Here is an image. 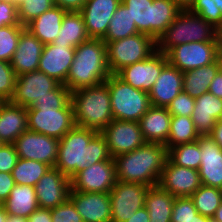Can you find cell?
Wrapping results in <instances>:
<instances>
[{
	"label": "cell",
	"instance_id": "9c48e42d",
	"mask_svg": "<svg viewBox=\"0 0 222 222\" xmlns=\"http://www.w3.org/2000/svg\"><path fill=\"white\" fill-rule=\"evenodd\" d=\"M28 130L61 139L74 126L71 100L62 108H27Z\"/></svg>",
	"mask_w": 222,
	"mask_h": 222
},
{
	"label": "cell",
	"instance_id": "7a4b0ae2",
	"mask_svg": "<svg viewBox=\"0 0 222 222\" xmlns=\"http://www.w3.org/2000/svg\"><path fill=\"white\" fill-rule=\"evenodd\" d=\"M113 159L118 181L152 187L159 183L168 159V149L163 144L145 142L141 147Z\"/></svg>",
	"mask_w": 222,
	"mask_h": 222
},
{
	"label": "cell",
	"instance_id": "3957f363",
	"mask_svg": "<svg viewBox=\"0 0 222 222\" xmlns=\"http://www.w3.org/2000/svg\"><path fill=\"white\" fill-rule=\"evenodd\" d=\"M110 75L106 43L102 39L90 38L75 48L64 85L72 92L105 82Z\"/></svg>",
	"mask_w": 222,
	"mask_h": 222
},
{
	"label": "cell",
	"instance_id": "f6af8a7d",
	"mask_svg": "<svg viewBox=\"0 0 222 222\" xmlns=\"http://www.w3.org/2000/svg\"><path fill=\"white\" fill-rule=\"evenodd\" d=\"M52 222H83L73 202L68 198L55 208L51 209Z\"/></svg>",
	"mask_w": 222,
	"mask_h": 222
},
{
	"label": "cell",
	"instance_id": "4dcf8cb0",
	"mask_svg": "<svg viewBox=\"0 0 222 222\" xmlns=\"http://www.w3.org/2000/svg\"><path fill=\"white\" fill-rule=\"evenodd\" d=\"M3 205L8 215L28 218L38 208L35 187L15 184Z\"/></svg>",
	"mask_w": 222,
	"mask_h": 222
},
{
	"label": "cell",
	"instance_id": "1f68e13d",
	"mask_svg": "<svg viewBox=\"0 0 222 222\" xmlns=\"http://www.w3.org/2000/svg\"><path fill=\"white\" fill-rule=\"evenodd\" d=\"M89 39L82 14L80 12H66L62 19L58 37L53 44H62L65 47L76 48Z\"/></svg>",
	"mask_w": 222,
	"mask_h": 222
},
{
	"label": "cell",
	"instance_id": "bcb514c9",
	"mask_svg": "<svg viewBox=\"0 0 222 222\" xmlns=\"http://www.w3.org/2000/svg\"><path fill=\"white\" fill-rule=\"evenodd\" d=\"M19 157L13 144L3 143L0 146V172L11 173Z\"/></svg>",
	"mask_w": 222,
	"mask_h": 222
},
{
	"label": "cell",
	"instance_id": "8992f818",
	"mask_svg": "<svg viewBox=\"0 0 222 222\" xmlns=\"http://www.w3.org/2000/svg\"><path fill=\"white\" fill-rule=\"evenodd\" d=\"M205 41H217V29L198 14L181 10L156 42L157 50L166 54L174 46Z\"/></svg>",
	"mask_w": 222,
	"mask_h": 222
},
{
	"label": "cell",
	"instance_id": "484cf974",
	"mask_svg": "<svg viewBox=\"0 0 222 222\" xmlns=\"http://www.w3.org/2000/svg\"><path fill=\"white\" fill-rule=\"evenodd\" d=\"M171 117L166 107L151 105L138 121L144 140L165 145L170 132Z\"/></svg>",
	"mask_w": 222,
	"mask_h": 222
},
{
	"label": "cell",
	"instance_id": "7dc6e473",
	"mask_svg": "<svg viewBox=\"0 0 222 222\" xmlns=\"http://www.w3.org/2000/svg\"><path fill=\"white\" fill-rule=\"evenodd\" d=\"M9 25H21L17 6L11 1L0 0V28Z\"/></svg>",
	"mask_w": 222,
	"mask_h": 222
},
{
	"label": "cell",
	"instance_id": "6da1fadb",
	"mask_svg": "<svg viewBox=\"0 0 222 222\" xmlns=\"http://www.w3.org/2000/svg\"><path fill=\"white\" fill-rule=\"evenodd\" d=\"M106 160L114 159L104 136L95 130L74 126L59 140L55 168L71 180L79 171Z\"/></svg>",
	"mask_w": 222,
	"mask_h": 222
},
{
	"label": "cell",
	"instance_id": "db71d44e",
	"mask_svg": "<svg viewBox=\"0 0 222 222\" xmlns=\"http://www.w3.org/2000/svg\"><path fill=\"white\" fill-rule=\"evenodd\" d=\"M149 213L145 207L135 211L134 215L125 222H149Z\"/></svg>",
	"mask_w": 222,
	"mask_h": 222
},
{
	"label": "cell",
	"instance_id": "5b68a950",
	"mask_svg": "<svg viewBox=\"0 0 222 222\" xmlns=\"http://www.w3.org/2000/svg\"><path fill=\"white\" fill-rule=\"evenodd\" d=\"M139 33L156 41L182 10L173 0H121Z\"/></svg>",
	"mask_w": 222,
	"mask_h": 222
},
{
	"label": "cell",
	"instance_id": "277c9868",
	"mask_svg": "<svg viewBox=\"0 0 222 222\" xmlns=\"http://www.w3.org/2000/svg\"><path fill=\"white\" fill-rule=\"evenodd\" d=\"M75 126L100 133L113 121L110 92L106 82L71 92Z\"/></svg>",
	"mask_w": 222,
	"mask_h": 222
},
{
	"label": "cell",
	"instance_id": "ffe728a7",
	"mask_svg": "<svg viewBox=\"0 0 222 222\" xmlns=\"http://www.w3.org/2000/svg\"><path fill=\"white\" fill-rule=\"evenodd\" d=\"M69 199L83 222H111L109 193L70 191Z\"/></svg>",
	"mask_w": 222,
	"mask_h": 222
},
{
	"label": "cell",
	"instance_id": "cb8c5ba5",
	"mask_svg": "<svg viewBox=\"0 0 222 222\" xmlns=\"http://www.w3.org/2000/svg\"><path fill=\"white\" fill-rule=\"evenodd\" d=\"M44 44L25 29L19 38L10 64L16 76L38 70Z\"/></svg>",
	"mask_w": 222,
	"mask_h": 222
},
{
	"label": "cell",
	"instance_id": "f907efd6",
	"mask_svg": "<svg viewBox=\"0 0 222 222\" xmlns=\"http://www.w3.org/2000/svg\"><path fill=\"white\" fill-rule=\"evenodd\" d=\"M28 222H52L51 209L37 208L27 218Z\"/></svg>",
	"mask_w": 222,
	"mask_h": 222
},
{
	"label": "cell",
	"instance_id": "f1b7e54d",
	"mask_svg": "<svg viewBox=\"0 0 222 222\" xmlns=\"http://www.w3.org/2000/svg\"><path fill=\"white\" fill-rule=\"evenodd\" d=\"M222 56L214 63L183 73V92L193 98L200 97L209 90L210 83L219 73Z\"/></svg>",
	"mask_w": 222,
	"mask_h": 222
},
{
	"label": "cell",
	"instance_id": "8d00e7d4",
	"mask_svg": "<svg viewBox=\"0 0 222 222\" xmlns=\"http://www.w3.org/2000/svg\"><path fill=\"white\" fill-rule=\"evenodd\" d=\"M201 150L198 140L168 149V159L175 165L199 170Z\"/></svg>",
	"mask_w": 222,
	"mask_h": 222
},
{
	"label": "cell",
	"instance_id": "74e56055",
	"mask_svg": "<svg viewBox=\"0 0 222 222\" xmlns=\"http://www.w3.org/2000/svg\"><path fill=\"white\" fill-rule=\"evenodd\" d=\"M25 29L23 25H9L0 28V60L10 63L17 49L20 35Z\"/></svg>",
	"mask_w": 222,
	"mask_h": 222
},
{
	"label": "cell",
	"instance_id": "7bdbcfd3",
	"mask_svg": "<svg viewBox=\"0 0 222 222\" xmlns=\"http://www.w3.org/2000/svg\"><path fill=\"white\" fill-rule=\"evenodd\" d=\"M197 213L190 197H176L173 203L171 222H188Z\"/></svg>",
	"mask_w": 222,
	"mask_h": 222
},
{
	"label": "cell",
	"instance_id": "f5cc1de1",
	"mask_svg": "<svg viewBox=\"0 0 222 222\" xmlns=\"http://www.w3.org/2000/svg\"><path fill=\"white\" fill-rule=\"evenodd\" d=\"M209 136L222 148V119L216 121Z\"/></svg>",
	"mask_w": 222,
	"mask_h": 222
},
{
	"label": "cell",
	"instance_id": "6125c7cd",
	"mask_svg": "<svg viewBox=\"0 0 222 222\" xmlns=\"http://www.w3.org/2000/svg\"><path fill=\"white\" fill-rule=\"evenodd\" d=\"M7 1L13 2L18 8L23 2H26L27 0H7Z\"/></svg>",
	"mask_w": 222,
	"mask_h": 222
},
{
	"label": "cell",
	"instance_id": "7c38bea8",
	"mask_svg": "<svg viewBox=\"0 0 222 222\" xmlns=\"http://www.w3.org/2000/svg\"><path fill=\"white\" fill-rule=\"evenodd\" d=\"M167 64L166 54L156 50L145 60L123 67L116 75L133 88L149 93Z\"/></svg>",
	"mask_w": 222,
	"mask_h": 222
},
{
	"label": "cell",
	"instance_id": "52a82bcc",
	"mask_svg": "<svg viewBox=\"0 0 222 222\" xmlns=\"http://www.w3.org/2000/svg\"><path fill=\"white\" fill-rule=\"evenodd\" d=\"M105 82L113 119L138 122L151 106L149 93L133 88L116 74H111Z\"/></svg>",
	"mask_w": 222,
	"mask_h": 222
},
{
	"label": "cell",
	"instance_id": "e575fe53",
	"mask_svg": "<svg viewBox=\"0 0 222 222\" xmlns=\"http://www.w3.org/2000/svg\"><path fill=\"white\" fill-rule=\"evenodd\" d=\"M51 167L45 163L19 158L11 175L15 184L34 187Z\"/></svg>",
	"mask_w": 222,
	"mask_h": 222
},
{
	"label": "cell",
	"instance_id": "d590c367",
	"mask_svg": "<svg viewBox=\"0 0 222 222\" xmlns=\"http://www.w3.org/2000/svg\"><path fill=\"white\" fill-rule=\"evenodd\" d=\"M190 198L198 213L212 219L222 202V189L201 185Z\"/></svg>",
	"mask_w": 222,
	"mask_h": 222
},
{
	"label": "cell",
	"instance_id": "9a60e30c",
	"mask_svg": "<svg viewBox=\"0 0 222 222\" xmlns=\"http://www.w3.org/2000/svg\"><path fill=\"white\" fill-rule=\"evenodd\" d=\"M117 182L114 160L100 161L79 171L71 179V190L109 193Z\"/></svg>",
	"mask_w": 222,
	"mask_h": 222
},
{
	"label": "cell",
	"instance_id": "816d5d0a",
	"mask_svg": "<svg viewBox=\"0 0 222 222\" xmlns=\"http://www.w3.org/2000/svg\"><path fill=\"white\" fill-rule=\"evenodd\" d=\"M208 92L222 99V65L220 67L219 73L210 83Z\"/></svg>",
	"mask_w": 222,
	"mask_h": 222
},
{
	"label": "cell",
	"instance_id": "6f0895ef",
	"mask_svg": "<svg viewBox=\"0 0 222 222\" xmlns=\"http://www.w3.org/2000/svg\"><path fill=\"white\" fill-rule=\"evenodd\" d=\"M6 222H28V221L27 218L25 217L8 215Z\"/></svg>",
	"mask_w": 222,
	"mask_h": 222
},
{
	"label": "cell",
	"instance_id": "d6986e66",
	"mask_svg": "<svg viewBox=\"0 0 222 222\" xmlns=\"http://www.w3.org/2000/svg\"><path fill=\"white\" fill-rule=\"evenodd\" d=\"M121 0H87L80 13L90 38L103 39Z\"/></svg>",
	"mask_w": 222,
	"mask_h": 222
},
{
	"label": "cell",
	"instance_id": "5bb4252c",
	"mask_svg": "<svg viewBox=\"0 0 222 222\" xmlns=\"http://www.w3.org/2000/svg\"><path fill=\"white\" fill-rule=\"evenodd\" d=\"M19 158L35 160L55 167L59 139L26 130L13 143Z\"/></svg>",
	"mask_w": 222,
	"mask_h": 222
},
{
	"label": "cell",
	"instance_id": "7402d4cb",
	"mask_svg": "<svg viewBox=\"0 0 222 222\" xmlns=\"http://www.w3.org/2000/svg\"><path fill=\"white\" fill-rule=\"evenodd\" d=\"M75 48L62 44L44 45L38 70L65 84L69 69L74 59Z\"/></svg>",
	"mask_w": 222,
	"mask_h": 222
},
{
	"label": "cell",
	"instance_id": "83f0119b",
	"mask_svg": "<svg viewBox=\"0 0 222 222\" xmlns=\"http://www.w3.org/2000/svg\"><path fill=\"white\" fill-rule=\"evenodd\" d=\"M66 11L53 6L28 23L25 28L44 45L52 44L58 37Z\"/></svg>",
	"mask_w": 222,
	"mask_h": 222
},
{
	"label": "cell",
	"instance_id": "2e32d148",
	"mask_svg": "<svg viewBox=\"0 0 222 222\" xmlns=\"http://www.w3.org/2000/svg\"><path fill=\"white\" fill-rule=\"evenodd\" d=\"M60 83L42 71L36 70L16 77L15 90L10 102L31 107L37 99L48 95Z\"/></svg>",
	"mask_w": 222,
	"mask_h": 222
},
{
	"label": "cell",
	"instance_id": "4fadbf2b",
	"mask_svg": "<svg viewBox=\"0 0 222 222\" xmlns=\"http://www.w3.org/2000/svg\"><path fill=\"white\" fill-rule=\"evenodd\" d=\"M100 133L106 139L112 158L129 153L146 142L139 122L114 119Z\"/></svg>",
	"mask_w": 222,
	"mask_h": 222
},
{
	"label": "cell",
	"instance_id": "d4e9b609",
	"mask_svg": "<svg viewBox=\"0 0 222 222\" xmlns=\"http://www.w3.org/2000/svg\"><path fill=\"white\" fill-rule=\"evenodd\" d=\"M191 118L200 136L209 135L216 121L222 119V99L210 92L195 98Z\"/></svg>",
	"mask_w": 222,
	"mask_h": 222
},
{
	"label": "cell",
	"instance_id": "d6a6232c",
	"mask_svg": "<svg viewBox=\"0 0 222 222\" xmlns=\"http://www.w3.org/2000/svg\"><path fill=\"white\" fill-rule=\"evenodd\" d=\"M139 33L128 9L121 3L114 13L107 29L104 42H113Z\"/></svg>",
	"mask_w": 222,
	"mask_h": 222
},
{
	"label": "cell",
	"instance_id": "9f6ffc18",
	"mask_svg": "<svg viewBox=\"0 0 222 222\" xmlns=\"http://www.w3.org/2000/svg\"><path fill=\"white\" fill-rule=\"evenodd\" d=\"M211 218L202 216L200 213L194 215V218L189 220L188 222H210Z\"/></svg>",
	"mask_w": 222,
	"mask_h": 222
},
{
	"label": "cell",
	"instance_id": "603a6c76",
	"mask_svg": "<svg viewBox=\"0 0 222 222\" xmlns=\"http://www.w3.org/2000/svg\"><path fill=\"white\" fill-rule=\"evenodd\" d=\"M182 91L183 72L168 63L149 92L150 104L155 107L167 108Z\"/></svg>",
	"mask_w": 222,
	"mask_h": 222
},
{
	"label": "cell",
	"instance_id": "ac0fdd59",
	"mask_svg": "<svg viewBox=\"0 0 222 222\" xmlns=\"http://www.w3.org/2000/svg\"><path fill=\"white\" fill-rule=\"evenodd\" d=\"M38 207L52 209L69 198L71 180L57 168H50L34 186Z\"/></svg>",
	"mask_w": 222,
	"mask_h": 222
},
{
	"label": "cell",
	"instance_id": "f546056e",
	"mask_svg": "<svg viewBox=\"0 0 222 222\" xmlns=\"http://www.w3.org/2000/svg\"><path fill=\"white\" fill-rule=\"evenodd\" d=\"M175 198L159 185L149 187L144 203L149 213V222H171Z\"/></svg>",
	"mask_w": 222,
	"mask_h": 222
},
{
	"label": "cell",
	"instance_id": "94428289",
	"mask_svg": "<svg viewBox=\"0 0 222 222\" xmlns=\"http://www.w3.org/2000/svg\"><path fill=\"white\" fill-rule=\"evenodd\" d=\"M7 217H8V214L6 212V209H5L4 205L2 204L0 206V222H6Z\"/></svg>",
	"mask_w": 222,
	"mask_h": 222
},
{
	"label": "cell",
	"instance_id": "ba28073f",
	"mask_svg": "<svg viewBox=\"0 0 222 222\" xmlns=\"http://www.w3.org/2000/svg\"><path fill=\"white\" fill-rule=\"evenodd\" d=\"M105 43L111 74H116L125 66L145 60L157 50L156 40L142 33Z\"/></svg>",
	"mask_w": 222,
	"mask_h": 222
},
{
	"label": "cell",
	"instance_id": "b9f144b4",
	"mask_svg": "<svg viewBox=\"0 0 222 222\" xmlns=\"http://www.w3.org/2000/svg\"><path fill=\"white\" fill-rule=\"evenodd\" d=\"M16 74L11 64L0 60V99L10 101L15 90Z\"/></svg>",
	"mask_w": 222,
	"mask_h": 222
},
{
	"label": "cell",
	"instance_id": "4316f807",
	"mask_svg": "<svg viewBox=\"0 0 222 222\" xmlns=\"http://www.w3.org/2000/svg\"><path fill=\"white\" fill-rule=\"evenodd\" d=\"M28 130L27 107L5 101L0 105V140L5 144H13L15 140Z\"/></svg>",
	"mask_w": 222,
	"mask_h": 222
},
{
	"label": "cell",
	"instance_id": "ab89813d",
	"mask_svg": "<svg viewBox=\"0 0 222 222\" xmlns=\"http://www.w3.org/2000/svg\"><path fill=\"white\" fill-rule=\"evenodd\" d=\"M53 6L54 0H27L17 8L19 23L26 26Z\"/></svg>",
	"mask_w": 222,
	"mask_h": 222
},
{
	"label": "cell",
	"instance_id": "ee69618b",
	"mask_svg": "<svg viewBox=\"0 0 222 222\" xmlns=\"http://www.w3.org/2000/svg\"><path fill=\"white\" fill-rule=\"evenodd\" d=\"M195 105V98L183 91L175 97L167 106L168 112L172 116H187L191 117Z\"/></svg>",
	"mask_w": 222,
	"mask_h": 222
},
{
	"label": "cell",
	"instance_id": "836d02e7",
	"mask_svg": "<svg viewBox=\"0 0 222 222\" xmlns=\"http://www.w3.org/2000/svg\"><path fill=\"white\" fill-rule=\"evenodd\" d=\"M200 137L191 117L172 116L170 132L165 146L167 149L180 144L191 143Z\"/></svg>",
	"mask_w": 222,
	"mask_h": 222
},
{
	"label": "cell",
	"instance_id": "681fc988",
	"mask_svg": "<svg viewBox=\"0 0 222 222\" xmlns=\"http://www.w3.org/2000/svg\"><path fill=\"white\" fill-rule=\"evenodd\" d=\"M86 1L87 0H54V4L66 12H80Z\"/></svg>",
	"mask_w": 222,
	"mask_h": 222
},
{
	"label": "cell",
	"instance_id": "30bf717a",
	"mask_svg": "<svg viewBox=\"0 0 222 222\" xmlns=\"http://www.w3.org/2000/svg\"><path fill=\"white\" fill-rule=\"evenodd\" d=\"M168 63L187 72L216 62L222 55L218 41L192 42L172 47L166 53Z\"/></svg>",
	"mask_w": 222,
	"mask_h": 222
},
{
	"label": "cell",
	"instance_id": "60d3db41",
	"mask_svg": "<svg viewBox=\"0 0 222 222\" xmlns=\"http://www.w3.org/2000/svg\"><path fill=\"white\" fill-rule=\"evenodd\" d=\"M71 100V91L64 85L59 84L47 96L37 99L31 107L27 108H55L62 109Z\"/></svg>",
	"mask_w": 222,
	"mask_h": 222
},
{
	"label": "cell",
	"instance_id": "8fae6325",
	"mask_svg": "<svg viewBox=\"0 0 222 222\" xmlns=\"http://www.w3.org/2000/svg\"><path fill=\"white\" fill-rule=\"evenodd\" d=\"M149 186L142 183L118 181L109 192L111 222H125L135 211L144 207Z\"/></svg>",
	"mask_w": 222,
	"mask_h": 222
},
{
	"label": "cell",
	"instance_id": "e0dca14e",
	"mask_svg": "<svg viewBox=\"0 0 222 222\" xmlns=\"http://www.w3.org/2000/svg\"><path fill=\"white\" fill-rule=\"evenodd\" d=\"M158 185L174 197H190L202 183L198 170L175 165L167 159Z\"/></svg>",
	"mask_w": 222,
	"mask_h": 222
},
{
	"label": "cell",
	"instance_id": "c3c4849f",
	"mask_svg": "<svg viewBox=\"0 0 222 222\" xmlns=\"http://www.w3.org/2000/svg\"><path fill=\"white\" fill-rule=\"evenodd\" d=\"M14 186H15V182L11 173L0 172V202L1 204H3L7 200Z\"/></svg>",
	"mask_w": 222,
	"mask_h": 222
},
{
	"label": "cell",
	"instance_id": "91938a15",
	"mask_svg": "<svg viewBox=\"0 0 222 222\" xmlns=\"http://www.w3.org/2000/svg\"><path fill=\"white\" fill-rule=\"evenodd\" d=\"M212 219L215 222H222V202L220 204V207L216 210V213Z\"/></svg>",
	"mask_w": 222,
	"mask_h": 222
},
{
	"label": "cell",
	"instance_id": "f35d334b",
	"mask_svg": "<svg viewBox=\"0 0 222 222\" xmlns=\"http://www.w3.org/2000/svg\"><path fill=\"white\" fill-rule=\"evenodd\" d=\"M189 10L204 18L216 29L222 24V0H195Z\"/></svg>",
	"mask_w": 222,
	"mask_h": 222
},
{
	"label": "cell",
	"instance_id": "680465c9",
	"mask_svg": "<svg viewBox=\"0 0 222 222\" xmlns=\"http://www.w3.org/2000/svg\"><path fill=\"white\" fill-rule=\"evenodd\" d=\"M217 41L222 55V24L217 28Z\"/></svg>",
	"mask_w": 222,
	"mask_h": 222
},
{
	"label": "cell",
	"instance_id": "11a10c76",
	"mask_svg": "<svg viewBox=\"0 0 222 222\" xmlns=\"http://www.w3.org/2000/svg\"><path fill=\"white\" fill-rule=\"evenodd\" d=\"M182 10H189L195 0H173Z\"/></svg>",
	"mask_w": 222,
	"mask_h": 222
},
{
	"label": "cell",
	"instance_id": "44dd1931",
	"mask_svg": "<svg viewBox=\"0 0 222 222\" xmlns=\"http://www.w3.org/2000/svg\"><path fill=\"white\" fill-rule=\"evenodd\" d=\"M199 176L202 185L222 189V148L209 135L200 136Z\"/></svg>",
	"mask_w": 222,
	"mask_h": 222
}]
</instances>
